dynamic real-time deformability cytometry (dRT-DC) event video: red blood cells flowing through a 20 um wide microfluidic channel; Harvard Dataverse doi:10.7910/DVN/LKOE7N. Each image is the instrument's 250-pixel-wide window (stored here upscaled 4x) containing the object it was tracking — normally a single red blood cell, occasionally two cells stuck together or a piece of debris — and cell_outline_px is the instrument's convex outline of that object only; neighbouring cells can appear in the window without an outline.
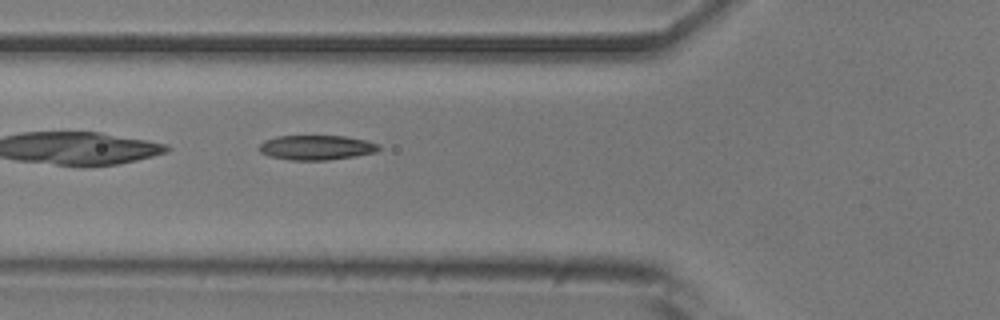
{"species": "common noctule bat (a hibernating species)", "species_latin": "Nyctalus noctula", "temperature_condition": "room temperature", "stored_images_in_passage": 2, "camera_frame_rate_fps": 3000, "um_per_image_px": 0.085, "animal": {"sex": "male", "body_mass_g": 20.5, "forearm_length_mm": 52.5}, "frame": {"image": 1, "passage_image": 2, "time_ms": 0.333, "image_size_px": [1000, 320], "cell_outline_px": [[380, 148], [376, 152], [356, 156], [328, 160], [288, 160], [268, 156], [260, 152], [260, 144], [264, 140], [276, 136], [344, 136], [364, 140], [380, 144]], "centroid_in_image_um": [26.88, 12.54], "position_along_channel_um": 98.9, "area_um2": 17.28}}